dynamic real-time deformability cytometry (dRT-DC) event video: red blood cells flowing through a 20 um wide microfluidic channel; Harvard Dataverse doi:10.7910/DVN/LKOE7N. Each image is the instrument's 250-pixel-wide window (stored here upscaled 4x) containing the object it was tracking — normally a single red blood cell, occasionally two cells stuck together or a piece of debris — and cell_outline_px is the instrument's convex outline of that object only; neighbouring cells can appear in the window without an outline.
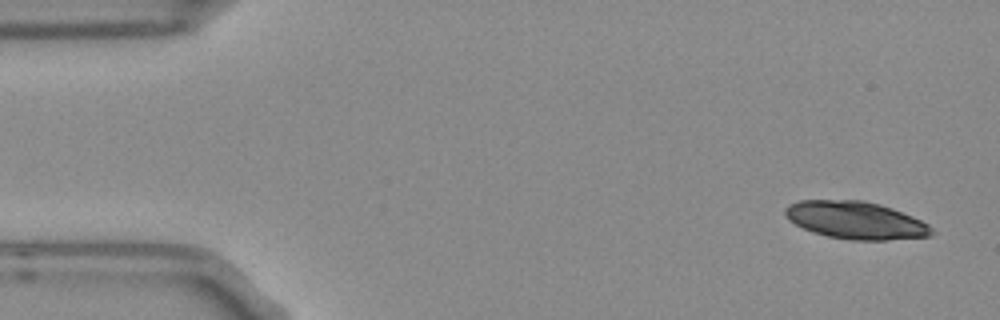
{"species": "Egyptian fruit bat (a non-hibernating species)", "species_latin": "Rousettus aegyptiacus", "temperature_condition": "room temperature", "stored_images_in_passage": 4, "camera_frame_rate_fps": 3000, "um_per_image_px": 0.085, "frame": {"image": 1, "passage_image": 1, "time_ms": 0.0, "image_size_px": [1000, 320], "cell_outline_px": [[936, 232], [932, 236], [884, 240], [852, 240], [828, 236], [812, 232], [788, 220], [784, 216], [784, 208], [788, 204], [800, 200], [864, 200], [880, 204], [892, 208], [912, 216], [928, 224]], "centroid_in_image_um": [72.72, 18.71], "position_along_channel_um": 12.3, "area_um2": 32.19}}
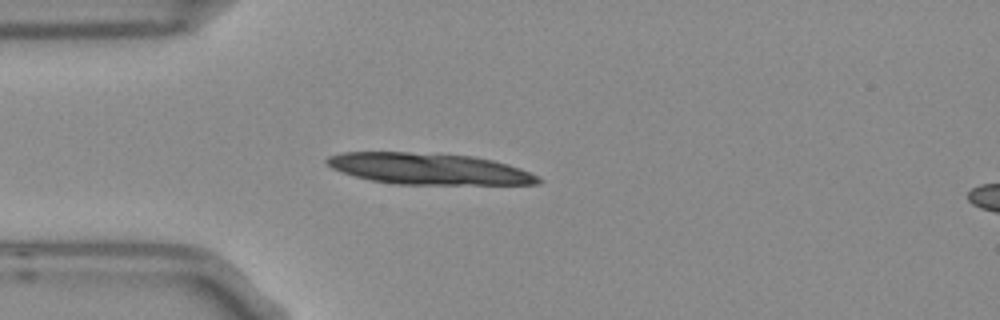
{"frame": {"image": 2, "passage_image": 4, "time_ms": 1.0, "image_size_px": [1000, 320], "cell_outline_px": [[544, 180], [540, 184], [396, 184], [372, 180], [356, 176], [332, 168], [324, 160], [328, 156], [344, 152], [408, 152], [472, 156], [492, 160], [508, 164], [520, 168]], "centroid_in_image_um": [36.46, 14.35], "position_along_channel_um": 48.5, "area_um2": 38.15}}